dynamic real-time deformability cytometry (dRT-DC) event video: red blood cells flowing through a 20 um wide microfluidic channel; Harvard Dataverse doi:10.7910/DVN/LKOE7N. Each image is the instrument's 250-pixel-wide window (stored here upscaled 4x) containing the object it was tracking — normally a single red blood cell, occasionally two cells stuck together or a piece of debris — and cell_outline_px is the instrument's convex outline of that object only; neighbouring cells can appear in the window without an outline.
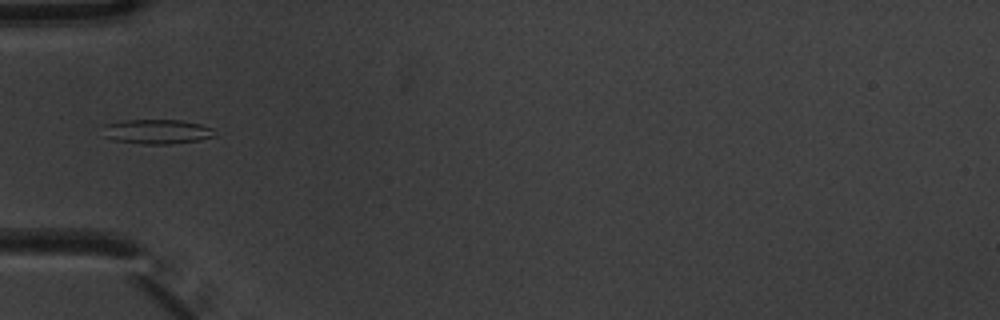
{"species": "common noctule bat (a hibernating species)", "species_latin": "Nyctalus noctula", "temperature_condition": "warm", "stored_images_in_passage": 6, "camera_frame_rate_fps": 3000, "um_per_image_px": 0.085, "animal": {"sex": "male", "body_mass_g": 20.1, "forearm_length_mm": 53.5}, "frame": {"image": 1, "passage_image": 6, "time_ms": 1.667, "image_size_px": [1000, 320], "cell_outline_px": [[216, 136], [200, 140], [172, 144], [144, 144], [116, 140], [104, 136], [104, 124], [124, 120], [180, 120], [200, 124], [212, 128]], "centroid_in_image_um": [13.36, 11.18], "position_along_channel_um": 71.6, "area_um2": 15.95}}